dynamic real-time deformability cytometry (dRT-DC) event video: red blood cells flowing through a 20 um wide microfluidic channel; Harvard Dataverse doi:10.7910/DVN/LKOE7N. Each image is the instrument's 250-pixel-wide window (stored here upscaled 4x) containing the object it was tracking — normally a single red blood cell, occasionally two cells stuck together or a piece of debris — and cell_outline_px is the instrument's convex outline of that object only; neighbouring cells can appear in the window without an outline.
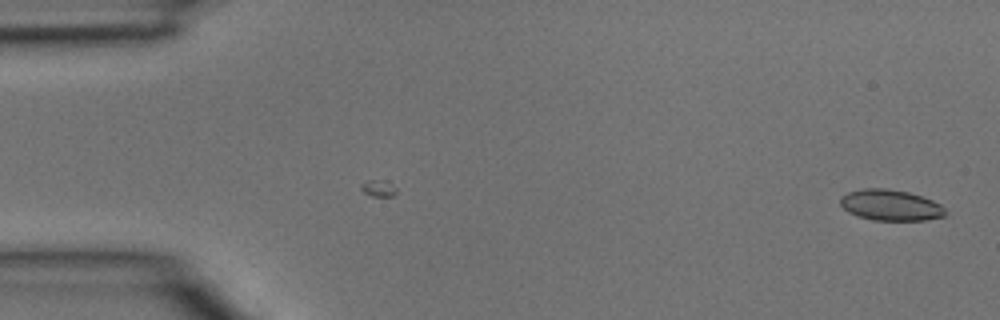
{"species": "common noctule bat (a hibernating species)", "species_latin": "Nyctalus noctula", "temperature_condition": "room temperature", "stored_images_in_passage": 5, "camera_frame_rate_fps": 3000, "um_per_image_px": 0.085, "animal": {"sex": "male", "body_mass_g": 15.6}, "frame": {"image": 1, "passage_image": 5, "time_ms": 1.333, "image_size_px": [1000, 320], "cell_outline_px": [[944, 216], [924, 220], [872, 220], [856, 216], [848, 212], [840, 204], [840, 196], [848, 192], [864, 188], [884, 188], [908, 192], [932, 200], [940, 204], [944, 208]], "centroid_in_image_um": [75.64, 17.44], "position_along_channel_um": 9.4, "area_um2": 18.84}}